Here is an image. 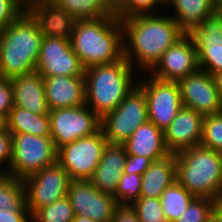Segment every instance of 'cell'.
<instances>
[{
  "label": "cell",
  "instance_id": "8fae6325",
  "mask_svg": "<svg viewBox=\"0 0 222 222\" xmlns=\"http://www.w3.org/2000/svg\"><path fill=\"white\" fill-rule=\"evenodd\" d=\"M68 173L56 161L25 177L26 206L32 216L42 207L67 196L70 182Z\"/></svg>",
  "mask_w": 222,
  "mask_h": 222
},
{
  "label": "cell",
  "instance_id": "2e32d148",
  "mask_svg": "<svg viewBox=\"0 0 222 222\" xmlns=\"http://www.w3.org/2000/svg\"><path fill=\"white\" fill-rule=\"evenodd\" d=\"M189 35L198 54L199 68L212 76L222 73V13L217 9Z\"/></svg>",
  "mask_w": 222,
  "mask_h": 222
},
{
  "label": "cell",
  "instance_id": "f35d334b",
  "mask_svg": "<svg viewBox=\"0 0 222 222\" xmlns=\"http://www.w3.org/2000/svg\"><path fill=\"white\" fill-rule=\"evenodd\" d=\"M111 222H139L136 213L128 205H119L115 209Z\"/></svg>",
  "mask_w": 222,
  "mask_h": 222
},
{
  "label": "cell",
  "instance_id": "7bdbcfd3",
  "mask_svg": "<svg viewBox=\"0 0 222 222\" xmlns=\"http://www.w3.org/2000/svg\"><path fill=\"white\" fill-rule=\"evenodd\" d=\"M213 1L217 9H219L222 6V0H213Z\"/></svg>",
  "mask_w": 222,
  "mask_h": 222
},
{
  "label": "cell",
  "instance_id": "30bf717a",
  "mask_svg": "<svg viewBox=\"0 0 222 222\" xmlns=\"http://www.w3.org/2000/svg\"><path fill=\"white\" fill-rule=\"evenodd\" d=\"M138 80L137 85L146 96L149 122L165 131L183 107L178 83L157 79L149 73H143Z\"/></svg>",
  "mask_w": 222,
  "mask_h": 222
},
{
  "label": "cell",
  "instance_id": "4fadbf2b",
  "mask_svg": "<svg viewBox=\"0 0 222 222\" xmlns=\"http://www.w3.org/2000/svg\"><path fill=\"white\" fill-rule=\"evenodd\" d=\"M67 197L74 215L88 217L96 222H111L119 206L112 195L99 191L89 180H72Z\"/></svg>",
  "mask_w": 222,
  "mask_h": 222
},
{
  "label": "cell",
  "instance_id": "9c48e42d",
  "mask_svg": "<svg viewBox=\"0 0 222 222\" xmlns=\"http://www.w3.org/2000/svg\"><path fill=\"white\" fill-rule=\"evenodd\" d=\"M107 143L100 128L92 135L59 147L57 162L68 173L71 180H89L102 158Z\"/></svg>",
  "mask_w": 222,
  "mask_h": 222
},
{
  "label": "cell",
  "instance_id": "484cf974",
  "mask_svg": "<svg viewBox=\"0 0 222 222\" xmlns=\"http://www.w3.org/2000/svg\"><path fill=\"white\" fill-rule=\"evenodd\" d=\"M177 180L168 186L160 196L161 208L167 222H174L195 199Z\"/></svg>",
  "mask_w": 222,
  "mask_h": 222
},
{
  "label": "cell",
  "instance_id": "7402d4cb",
  "mask_svg": "<svg viewBox=\"0 0 222 222\" xmlns=\"http://www.w3.org/2000/svg\"><path fill=\"white\" fill-rule=\"evenodd\" d=\"M122 144L127 156H144L156 161L171 154L165 144L164 131L149 121L140 125Z\"/></svg>",
  "mask_w": 222,
  "mask_h": 222
},
{
  "label": "cell",
  "instance_id": "e575fe53",
  "mask_svg": "<svg viewBox=\"0 0 222 222\" xmlns=\"http://www.w3.org/2000/svg\"><path fill=\"white\" fill-rule=\"evenodd\" d=\"M14 106L13 86L10 78L0 76V121L4 122Z\"/></svg>",
  "mask_w": 222,
  "mask_h": 222
},
{
  "label": "cell",
  "instance_id": "8992f818",
  "mask_svg": "<svg viewBox=\"0 0 222 222\" xmlns=\"http://www.w3.org/2000/svg\"><path fill=\"white\" fill-rule=\"evenodd\" d=\"M94 0H31L26 10L45 37L70 40L76 19Z\"/></svg>",
  "mask_w": 222,
  "mask_h": 222
},
{
  "label": "cell",
  "instance_id": "ffe728a7",
  "mask_svg": "<svg viewBox=\"0 0 222 222\" xmlns=\"http://www.w3.org/2000/svg\"><path fill=\"white\" fill-rule=\"evenodd\" d=\"M126 159L127 153L123 144L107 143L89 181L99 191L113 195L124 172Z\"/></svg>",
  "mask_w": 222,
  "mask_h": 222
},
{
  "label": "cell",
  "instance_id": "44dd1931",
  "mask_svg": "<svg viewBox=\"0 0 222 222\" xmlns=\"http://www.w3.org/2000/svg\"><path fill=\"white\" fill-rule=\"evenodd\" d=\"M13 86L14 106L33 114H47L49 108L44 89V77L36 71L10 78Z\"/></svg>",
  "mask_w": 222,
  "mask_h": 222
},
{
  "label": "cell",
  "instance_id": "277c9868",
  "mask_svg": "<svg viewBox=\"0 0 222 222\" xmlns=\"http://www.w3.org/2000/svg\"><path fill=\"white\" fill-rule=\"evenodd\" d=\"M135 70L124 57L117 62L86 68L85 104L100 119L116 109L138 84Z\"/></svg>",
  "mask_w": 222,
  "mask_h": 222
},
{
  "label": "cell",
  "instance_id": "3957f363",
  "mask_svg": "<svg viewBox=\"0 0 222 222\" xmlns=\"http://www.w3.org/2000/svg\"><path fill=\"white\" fill-rule=\"evenodd\" d=\"M42 39L36 20L27 10L0 28V76L13 78L35 71Z\"/></svg>",
  "mask_w": 222,
  "mask_h": 222
},
{
  "label": "cell",
  "instance_id": "cb8c5ba5",
  "mask_svg": "<svg viewBox=\"0 0 222 222\" xmlns=\"http://www.w3.org/2000/svg\"><path fill=\"white\" fill-rule=\"evenodd\" d=\"M167 6L175 12L173 15L168 12L167 14H171L185 34H189L217 10L213 0H167L165 7Z\"/></svg>",
  "mask_w": 222,
  "mask_h": 222
},
{
  "label": "cell",
  "instance_id": "f1b7e54d",
  "mask_svg": "<svg viewBox=\"0 0 222 222\" xmlns=\"http://www.w3.org/2000/svg\"><path fill=\"white\" fill-rule=\"evenodd\" d=\"M32 218L36 222H72L73 208L67 196L40 208Z\"/></svg>",
  "mask_w": 222,
  "mask_h": 222
},
{
  "label": "cell",
  "instance_id": "60d3db41",
  "mask_svg": "<svg viewBox=\"0 0 222 222\" xmlns=\"http://www.w3.org/2000/svg\"><path fill=\"white\" fill-rule=\"evenodd\" d=\"M215 84H216V88L219 92V96L221 98L222 101V73H216L213 75Z\"/></svg>",
  "mask_w": 222,
  "mask_h": 222
},
{
  "label": "cell",
  "instance_id": "ac0fdd59",
  "mask_svg": "<svg viewBox=\"0 0 222 222\" xmlns=\"http://www.w3.org/2000/svg\"><path fill=\"white\" fill-rule=\"evenodd\" d=\"M204 116L182 107L164 131L165 144L171 153L200 145Z\"/></svg>",
  "mask_w": 222,
  "mask_h": 222
},
{
  "label": "cell",
  "instance_id": "d6986e66",
  "mask_svg": "<svg viewBox=\"0 0 222 222\" xmlns=\"http://www.w3.org/2000/svg\"><path fill=\"white\" fill-rule=\"evenodd\" d=\"M44 89L49 110L85 105L84 76L44 77Z\"/></svg>",
  "mask_w": 222,
  "mask_h": 222
},
{
  "label": "cell",
  "instance_id": "d4e9b609",
  "mask_svg": "<svg viewBox=\"0 0 222 222\" xmlns=\"http://www.w3.org/2000/svg\"><path fill=\"white\" fill-rule=\"evenodd\" d=\"M3 125L10 134L51 136L49 113L33 114L24 108L13 106Z\"/></svg>",
  "mask_w": 222,
  "mask_h": 222
},
{
  "label": "cell",
  "instance_id": "d590c367",
  "mask_svg": "<svg viewBox=\"0 0 222 222\" xmlns=\"http://www.w3.org/2000/svg\"><path fill=\"white\" fill-rule=\"evenodd\" d=\"M11 154H12V137L10 132L5 128L4 125H2L0 127V167H1L0 174L1 175H6L8 173Z\"/></svg>",
  "mask_w": 222,
  "mask_h": 222
},
{
  "label": "cell",
  "instance_id": "d6a6232c",
  "mask_svg": "<svg viewBox=\"0 0 222 222\" xmlns=\"http://www.w3.org/2000/svg\"><path fill=\"white\" fill-rule=\"evenodd\" d=\"M161 206L160 198L153 197H140L130 205L139 222H167Z\"/></svg>",
  "mask_w": 222,
  "mask_h": 222
},
{
  "label": "cell",
  "instance_id": "ba28073f",
  "mask_svg": "<svg viewBox=\"0 0 222 222\" xmlns=\"http://www.w3.org/2000/svg\"><path fill=\"white\" fill-rule=\"evenodd\" d=\"M144 91L137 85L113 111L101 118L100 128L108 143H124L140 126L148 122Z\"/></svg>",
  "mask_w": 222,
  "mask_h": 222
},
{
  "label": "cell",
  "instance_id": "9a60e30c",
  "mask_svg": "<svg viewBox=\"0 0 222 222\" xmlns=\"http://www.w3.org/2000/svg\"><path fill=\"white\" fill-rule=\"evenodd\" d=\"M183 107L207 116L222 112V101L213 76L198 69L177 82Z\"/></svg>",
  "mask_w": 222,
  "mask_h": 222
},
{
  "label": "cell",
  "instance_id": "603a6c76",
  "mask_svg": "<svg viewBox=\"0 0 222 222\" xmlns=\"http://www.w3.org/2000/svg\"><path fill=\"white\" fill-rule=\"evenodd\" d=\"M176 181L175 153L153 161L142 174L140 197L160 198L163 191Z\"/></svg>",
  "mask_w": 222,
  "mask_h": 222
},
{
  "label": "cell",
  "instance_id": "5b68a950",
  "mask_svg": "<svg viewBox=\"0 0 222 222\" xmlns=\"http://www.w3.org/2000/svg\"><path fill=\"white\" fill-rule=\"evenodd\" d=\"M176 180L197 198L221 194L222 153L201 144L175 153Z\"/></svg>",
  "mask_w": 222,
  "mask_h": 222
},
{
  "label": "cell",
  "instance_id": "f546056e",
  "mask_svg": "<svg viewBox=\"0 0 222 222\" xmlns=\"http://www.w3.org/2000/svg\"><path fill=\"white\" fill-rule=\"evenodd\" d=\"M200 144L222 153V112L204 116Z\"/></svg>",
  "mask_w": 222,
  "mask_h": 222
},
{
  "label": "cell",
  "instance_id": "4316f807",
  "mask_svg": "<svg viewBox=\"0 0 222 222\" xmlns=\"http://www.w3.org/2000/svg\"><path fill=\"white\" fill-rule=\"evenodd\" d=\"M29 211L26 206V191L22 179L0 175V210Z\"/></svg>",
  "mask_w": 222,
  "mask_h": 222
},
{
  "label": "cell",
  "instance_id": "83f0119b",
  "mask_svg": "<svg viewBox=\"0 0 222 222\" xmlns=\"http://www.w3.org/2000/svg\"><path fill=\"white\" fill-rule=\"evenodd\" d=\"M120 19H127L137 15H147L160 13L156 9L162 10L165 3L162 0H103ZM163 6V7H162Z\"/></svg>",
  "mask_w": 222,
  "mask_h": 222
},
{
  "label": "cell",
  "instance_id": "1f68e13d",
  "mask_svg": "<svg viewBox=\"0 0 222 222\" xmlns=\"http://www.w3.org/2000/svg\"><path fill=\"white\" fill-rule=\"evenodd\" d=\"M174 222H214L213 200L196 197Z\"/></svg>",
  "mask_w": 222,
  "mask_h": 222
},
{
  "label": "cell",
  "instance_id": "6da1fadb",
  "mask_svg": "<svg viewBox=\"0 0 222 222\" xmlns=\"http://www.w3.org/2000/svg\"><path fill=\"white\" fill-rule=\"evenodd\" d=\"M70 43L85 69L124 57L121 21L103 0H94L76 19Z\"/></svg>",
  "mask_w": 222,
  "mask_h": 222
},
{
  "label": "cell",
  "instance_id": "52a82bcc",
  "mask_svg": "<svg viewBox=\"0 0 222 222\" xmlns=\"http://www.w3.org/2000/svg\"><path fill=\"white\" fill-rule=\"evenodd\" d=\"M12 154L8 175L24 179L57 161V149L51 136L27 133L11 134Z\"/></svg>",
  "mask_w": 222,
  "mask_h": 222
},
{
  "label": "cell",
  "instance_id": "7c38bea8",
  "mask_svg": "<svg viewBox=\"0 0 222 222\" xmlns=\"http://www.w3.org/2000/svg\"><path fill=\"white\" fill-rule=\"evenodd\" d=\"M51 138L56 149L96 133L101 119L85 104L49 111Z\"/></svg>",
  "mask_w": 222,
  "mask_h": 222
},
{
  "label": "cell",
  "instance_id": "5bb4252c",
  "mask_svg": "<svg viewBox=\"0 0 222 222\" xmlns=\"http://www.w3.org/2000/svg\"><path fill=\"white\" fill-rule=\"evenodd\" d=\"M36 72L43 77L84 76L85 68L74 53L70 40L43 36Z\"/></svg>",
  "mask_w": 222,
  "mask_h": 222
},
{
  "label": "cell",
  "instance_id": "74e56055",
  "mask_svg": "<svg viewBox=\"0 0 222 222\" xmlns=\"http://www.w3.org/2000/svg\"><path fill=\"white\" fill-rule=\"evenodd\" d=\"M30 211L0 210V222H31Z\"/></svg>",
  "mask_w": 222,
  "mask_h": 222
},
{
  "label": "cell",
  "instance_id": "b9f144b4",
  "mask_svg": "<svg viewBox=\"0 0 222 222\" xmlns=\"http://www.w3.org/2000/svg\"><path fill=\"white\" fill-rule=\"evenodd\" d=\"M72 222H96V221H93L88 217L74 215V218H73Z\"/></svg>",
  "mask_w": 222,
  "mask_h": 222
},
{
  "label": "cell",
  "instance_id": "ab89813d",
  "mask_svg": "<svg viewBox=\"0 0 222 222\" xmlns=\"http://www.w3.org/2000/svg\"><path fill=\"white\" fill-rule=\"evenodd\" d=\"M214 222H222V193L214 200Z\"/></svg>",
  "mask_w": 222,
  "mask_h": 222
},
{
  "label": "cell",
  "instance_id": "4dcf8cb0",
  "mask_svg": "<svg viewBox=\"0 0 222 222\" xmlns=\"http://www.w3.org/2000/svg\"><path fill=\"white\" fill-rule=\"evenodd\" d=\"M142 175L126 174L121 175L116 190L112 195L119 205L130 206L140 198Z\"/></svg>",
  "mask_w": 222,
  "mask_h": 222
},
{
  "label": "cell",
  "instance_id": "e0dca14e",
  "mask_svg": "<svg viewBox=\"0 0 222 222\" xmlns=\"http://www.w3.org/2000/svg\"><path fill=\"white\" fill-rule=\"evenodd\" d=\"M198 69L195 44L189 34H184L163 53L149 74L160 80L178 82Z\"/></svg>",
  "mask_w": 222,
  "mask_h": 222
},
{
  "label": "cell",
  "instance_id": "8d00e7d4",
  "mask_svg": "<svg viewBox=\"0 0 222 222\" xmlns=\"http://www.w3.org/2000/svg\"><path fill=\"white\" fill-rule=\"evenodd\" d=\"M153 161L144 156H127L124 172L142 175Z\"/></svg>",
  "mask_w": 222,
  "mask_h": 222
},
{
  "label": "cell",
  "instance_id": "836d02e7",
  "mask_svg": "<svg viewBox=\"0 0 222 222\" xmlns=\"http://www.w3.org/2000/svg\"><path fill=\"white\" fill-rule=\"evenodd\" d=\"M24 10L26 5L21 0H0V28L12 23Z\"/></svg>",
  "mask_w": 222,
  "mask_h": 222
},
{
  "label": "cell",
  "instance_id": "7a4b0ae2",
  "mask_svg": "<svg viewBox=\"0 0 222 222\" xmlns=\"http://www.w3.org/2000/svg\"><path fill=\"white\" fill-rule=\"evenodd\" d=\"M124 58L138 72L149 73L163 53L185 33L168 14H147L120 20Z\"/></svg>",
  "mask_w": 222,
  "mask_h": 222
},
{
  "label": "cell",
  "instance_id": "ee69618b",
  "mask_svg": "<svg viewBox=\"0 0 222 222\" xmlns=\"http://www.w3.org/2000/svg\"><path fill=\"white\" fill-rule=\"evenodd\" d=\"M25 5H27L31 0H21Z\"/></svg>",
  "mask_w": 222,
  "mask_h": 222
}]
</instances>
